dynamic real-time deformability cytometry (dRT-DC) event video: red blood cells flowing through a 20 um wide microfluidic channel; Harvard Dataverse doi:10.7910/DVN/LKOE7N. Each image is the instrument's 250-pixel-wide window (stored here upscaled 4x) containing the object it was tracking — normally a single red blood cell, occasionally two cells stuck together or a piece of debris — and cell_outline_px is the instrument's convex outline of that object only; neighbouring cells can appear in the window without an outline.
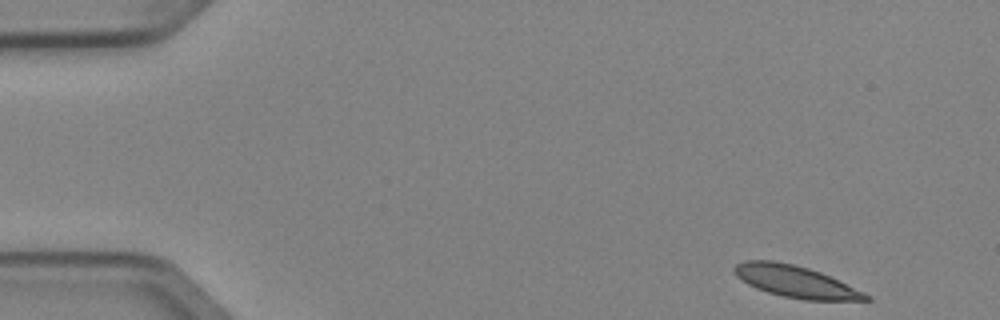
{"species": "Egyptian fruit bat (a non-hibernating species)", "species_latin": "Rousettus aegyptiacus", "temperature_condition": "cold", "stored_images_in_passage": 4, "camera_frame_rate_fps": 3000, "um_per_image_px": 0.085, "animal": {"sex": "female"}, "frame": {"image": 1, "passage_image": 1, "time_ms": 0.0, "image_size_px": [1000, 320], "cell_outline_px": [[872, 300], [804, 300], [784, 296], [768, 292], [756, 288], [748, 284], [736, 276], [732, 272], [732, 268], [736, 264], [744, 260], [772, 260], [792, 264], [808, 268], [820, 272], [864, 292], [872, 296]], "centroid_in_image_um": [67.59, 23.93], "position_along_channel_um": 17.4, "area_um2": 24.22}}
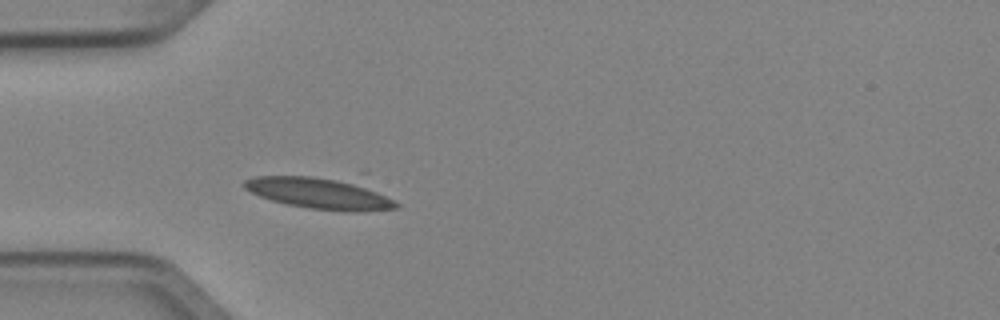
{"frame": {"image": 2, "passage_image": 4, "time_ms": 1.0, "image_size_px": [1000, 320], "cell_outline_px": [[400, 208], [360, 212], [348, 212], [308, 208], [288, 204], [272, 200], [260, 196], [244, 188], [240, 184], [244, 180], [252, 176], [360, 172], [368, 172], [400, 204]], "centroid_in_image_um": [27.59, 16.26], "position_along_channel_um": 57.4, "area_um2": 32.89}}